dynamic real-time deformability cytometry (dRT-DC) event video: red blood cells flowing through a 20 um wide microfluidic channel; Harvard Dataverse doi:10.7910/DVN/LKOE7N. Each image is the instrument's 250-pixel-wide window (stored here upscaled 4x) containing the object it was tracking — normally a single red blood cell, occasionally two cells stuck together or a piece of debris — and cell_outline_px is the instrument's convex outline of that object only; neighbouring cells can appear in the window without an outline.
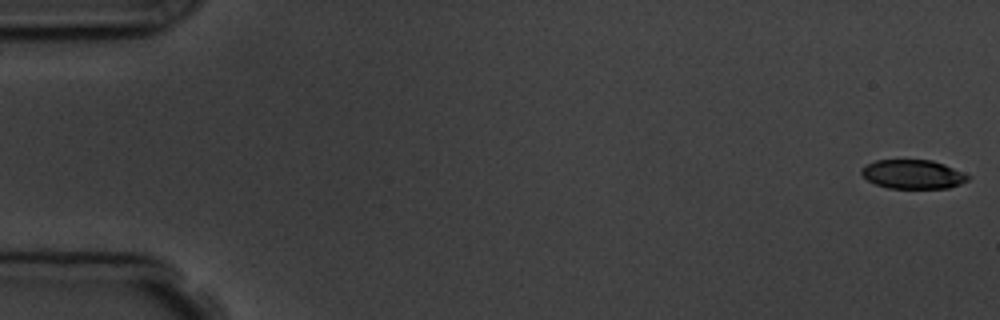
{"species": "common noctule bat (a hibernating species)", "species_latin": "Nyctalus noctula", "temperature_condition": "room temperature", "stored_images_in_passage": 6, "camera_frame_rate_fps": 3000, "um_per_image_px": 0.085, "animal": {"sex": "male", "body_mass_g": 19.5, "forearm_length_mm": 54.6}, "frame": {"image": 1, "passage_image": 1, "time_ms": 0.0, "image_size_px": [1000, 320], "cell_outline_px": [[972, 176], [968, 180], [960, 184], [948, 188], [888, 188], [876, 184], [868, 180], [860, 172], [860, 168], [876, 160], [932, 160], [944, 164]], "centroid_in_image_um": [77.61, 14.81], "position_along_channel_um": 7.4, "area_um2": 17.98}}
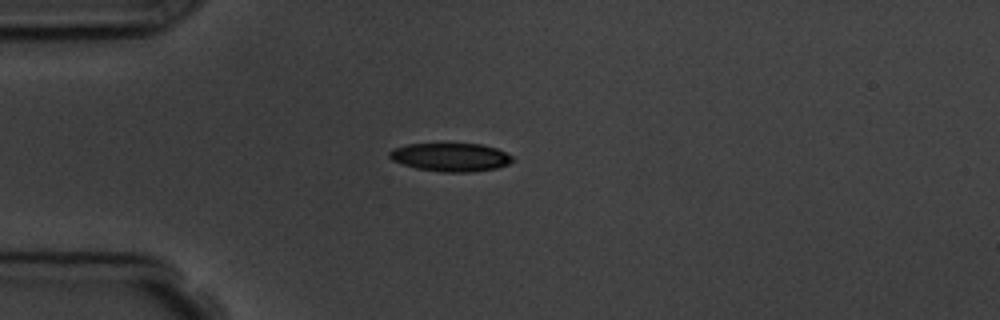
{"frame": {"image": 2, "passage_image": 5, "time_ms": 4.667, "image_size_px": [1000, 320], "cell_outline_px": [[512, 160], [508, 164], [496, 168], [472, 172], [440, 172], [416, 168], [392, 160], [388, 156], [388, 152], [392, 148], [408, 144], [480, 144], [496, 148], [512, 156]], "centroid_in_image_um": [38.27, 13.36], "position_along_channel_um": 46.7, "area_um2": 20.23}}